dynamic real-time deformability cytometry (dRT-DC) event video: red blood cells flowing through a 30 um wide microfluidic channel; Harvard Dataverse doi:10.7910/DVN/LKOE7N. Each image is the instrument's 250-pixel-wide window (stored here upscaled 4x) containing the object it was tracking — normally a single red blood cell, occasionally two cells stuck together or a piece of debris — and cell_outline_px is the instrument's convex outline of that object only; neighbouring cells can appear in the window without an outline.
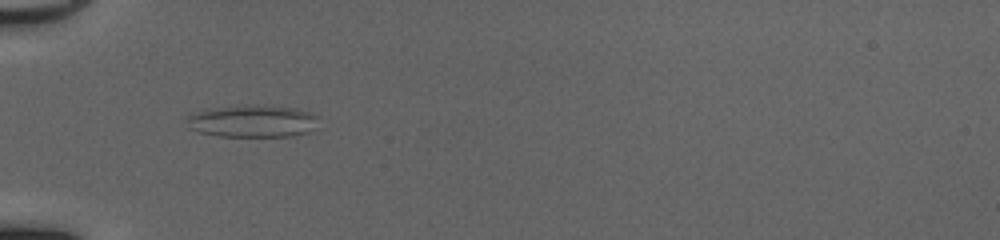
{"species": "common noctule bat (a hibernating species)", "species_latin": "Nyctalus noctula", "temperature_condition": "cold", "stored_images_in_passage": 40, "camera_frame_rate_fps": 3000, "um_per_image_px": 0.085, "animal": {"sex": "female", "body_mass_g": 20.0, "forearm_length_mm": 54.0}, "frame": {"image": 1, "passage_image": 6, "time_ms": 1.667, "image_size_px": [1000, 240], "cell_outline_px": [[316, 116], [308, 132], [288, 136], [220, 136], [200, 132], [188, 128], [188, 116], [200, 112], [236, 104], [296, 108], [308, 112]], "centroid_in_image_um": [21.41, 10.3], "position_along_channel_um": 63.6, "area_um2": 23.93}}
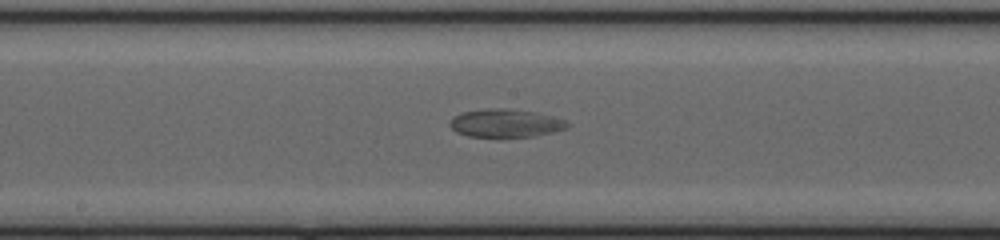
{"frame": {"image": 2, "passage_image": 17, "time_ms": 5.333, "image_size_px": [1000, 240], "cell_outline_px": [[568, 128], [552, 132], [532, 136], [500, 140], [468, 136], [456, 132], [448, 124], [452, 116], [460, 112], [488, 108], [508, 108], [536, 112], [568, 120]], "centroid_in_image_um": [42.93, 10.5], "position_along_channel_um": 205.3, "area_um2": 20.23}}
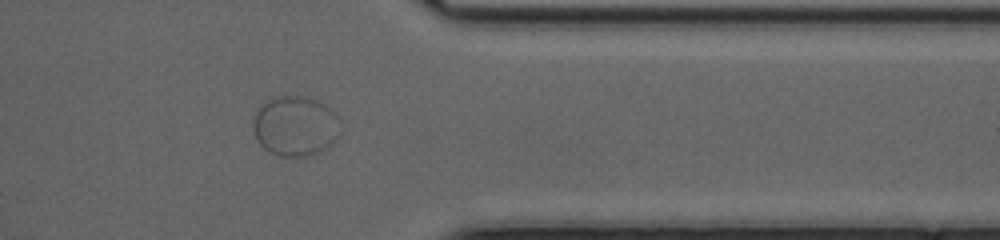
{"frame": {"image": 3, "passage_image": 31, "time_ms": 10.0, "image_size_px": [1000, 240], "cell_outline_px": [[340, 136], [324, 152], [312, 156], [280, 156], [268, 152], [256, 140], [252, 128], [252, 124], [256, 112], [264, 100], [272, 96], [308, 96], [324, 104], [336, 112], [340, 120]], "centroid_in_image_um": [25.12, 10.72], "position_along_channel_um": 386.3, "area_um2": 31.5}}